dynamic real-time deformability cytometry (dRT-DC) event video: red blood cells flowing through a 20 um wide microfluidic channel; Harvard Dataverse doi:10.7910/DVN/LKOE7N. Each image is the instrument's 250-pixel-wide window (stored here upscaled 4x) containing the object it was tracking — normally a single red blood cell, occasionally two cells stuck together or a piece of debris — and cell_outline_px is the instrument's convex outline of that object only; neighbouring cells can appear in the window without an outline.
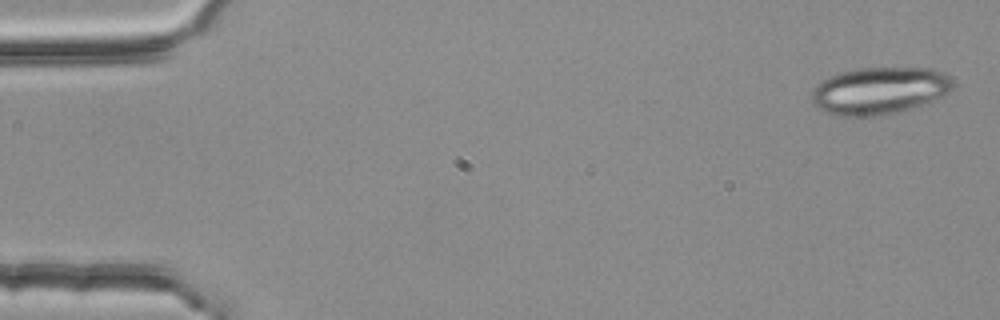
{"species": "common noctule bat (a hibernating species)", "species_latin": "Nyctalus noctula", "temperature_condition": "room temperature", "stored_images_in_passage": 5, "camera_frame_rate_fps": 3000, "um_per_image_px": 0.085, "animal": {"sex": "female", "body_mass_g": 25.1}, "frame": {"image": 1, "passage_image": 1, "time_ms": 0.0, "image_size_px": [1000, 320], "cell_outline_px": [[952, 88], [944, 96], [908, 108], [876, 116], [836, 116], [812, 104], [812, 88], [816, 84], [828, 76], [856, 68], [928, 68], [944, 72], [952, 80]], "centroid_in_image_um": [74.7, 7.69], "position_along_channel_um": 10.3, "area_um2": 38.49}}